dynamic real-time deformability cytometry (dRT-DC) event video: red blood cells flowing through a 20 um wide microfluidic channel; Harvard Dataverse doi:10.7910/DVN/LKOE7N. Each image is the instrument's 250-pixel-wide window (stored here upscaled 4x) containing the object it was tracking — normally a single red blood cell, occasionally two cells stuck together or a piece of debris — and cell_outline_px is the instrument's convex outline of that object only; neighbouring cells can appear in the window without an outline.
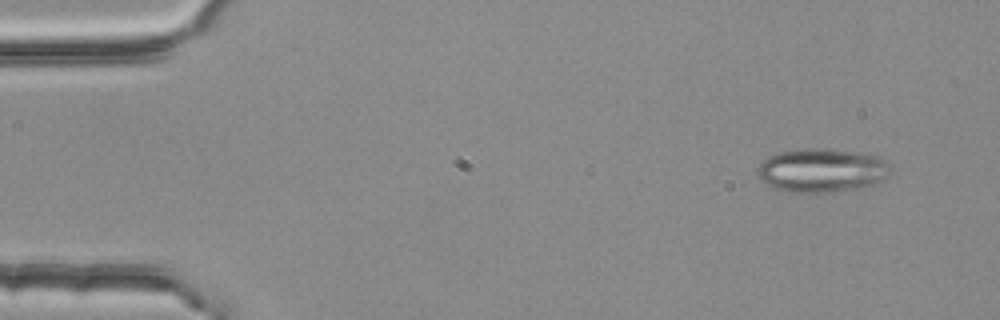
{"species": "common noctule bat (a hibernating species)", "species_latin": "Nyctalus noctula", "temperature_condition": "room temperature", "stored_images_in_passage": 4, "camera_frame_rate_fps": 3000, "um_per_image_px": 0.085, "animal": {"sex": "female", "body_mass_g": 25.1}, "frame": {"image": 1, "passage_image": 1, "time_ms": 0.0, "image_size_px": [1000, 320], "cell_outline_px": [[888, 176], [872, 184], [860, 188], [828, 192], [788, 192], [776, 188], [768, 184], [756, 172], [760, 164], [768, 156], [776, 152], [804, 148], [824, 148], [856, 152], [876, 156], [888, 160]], "centroid_in_image_um": [69.84, 14.46], "position_along_channel_um": 15.2, "area_um2": 33.64}}